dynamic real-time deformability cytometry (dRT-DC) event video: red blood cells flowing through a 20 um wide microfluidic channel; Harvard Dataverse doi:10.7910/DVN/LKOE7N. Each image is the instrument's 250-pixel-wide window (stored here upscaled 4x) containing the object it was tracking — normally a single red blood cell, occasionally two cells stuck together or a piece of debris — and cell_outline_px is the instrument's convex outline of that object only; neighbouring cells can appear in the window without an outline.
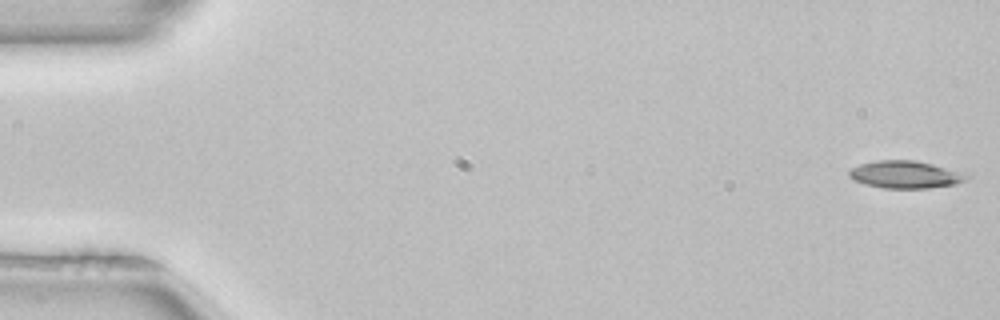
{"species": "common noctule bat (a hibernating species)", "species_latin": "Nyctalus noctula", "temperature_condition": "room temperature", "stored_images_in_passage": 14, "camera_frame_rate_fps": 3000, "um_per_image_px": 0.085, "animal": {"sex": "female", "body_mass_g": 22.7, "forearm_length_mm": 54.2}, "frame": {"image": 1, "passage_image": 1, "time_ms": 0.0, "image_size_px": [1000, 320], "cell_outline_px": [[972, 176], [956, 184], [928, 188], [884, 188], [864, 184], [852, 180], [848, 176], [848, 172], [852, 168], [860, 164], [876, 160], [916, 160], [968, 172]], "centroid_in_image_um": [77.0, 14.83], "position_along_channel_um": 8.0, "area_um2": 19.13}}
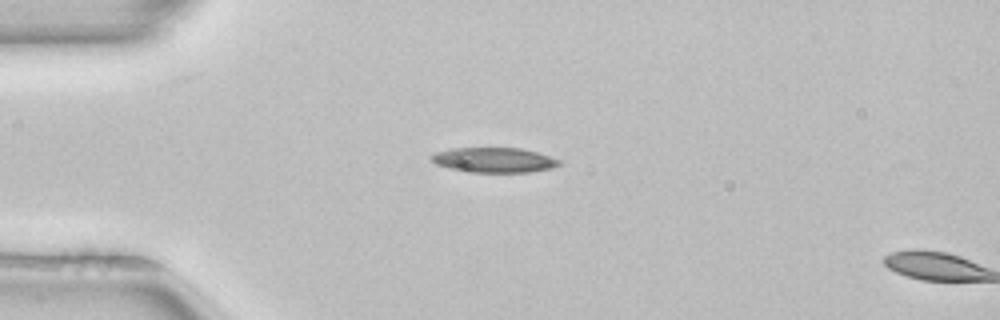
{"frame": {"image": 2, "passage_image": 13, "time_ms": 4.0, "image_size_px": [1000, 320], "cell_outline_px": [[560, 164], [552, 168], [528, 172], [472, 172], [448, 168], [436, 164], [428, 156], [436, 152], [452, 148], [520, 148], [536, 152], [560, 160]], "centroid_in_image_um": [41.96, 13.6], "position_along_channel_um": 43.0, "area_um2": 18.44}}